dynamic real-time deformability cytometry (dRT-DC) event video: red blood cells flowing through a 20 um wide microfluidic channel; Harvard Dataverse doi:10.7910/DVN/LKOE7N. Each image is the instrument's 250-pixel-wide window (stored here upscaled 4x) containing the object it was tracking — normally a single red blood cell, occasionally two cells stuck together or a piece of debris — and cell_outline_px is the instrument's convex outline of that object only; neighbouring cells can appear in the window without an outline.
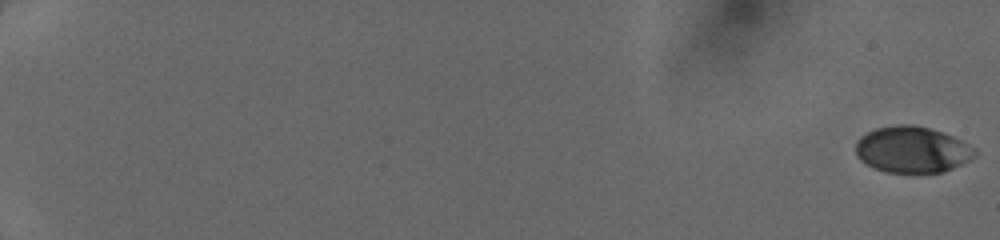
{"species": "human", "species_latin": "Homo sapiens", "temperature_condition": "cold", "stored_images_in_passage": 51, "camera_frame_rate_fps": 3000, "um_per_image_px": 0.085, "donor": {"sex": "female"}, "frame": {"image": 1, "passage_image": 1, "time_ms": 0.0, "image_size_px": [1000, 240], "cell_outline_px": [[976, 156], [944, 172], [888, 172], [876, 168], [860, 160], [856, 156], [856, 140], [860, 136], [876, 128], [896, 124], [916, 124], [944, 132], [976, 148]], "centroid_in_image_um": [77.53, 12.69], "position_along_channel_um": 7.5, "area_um2": 32.14}}
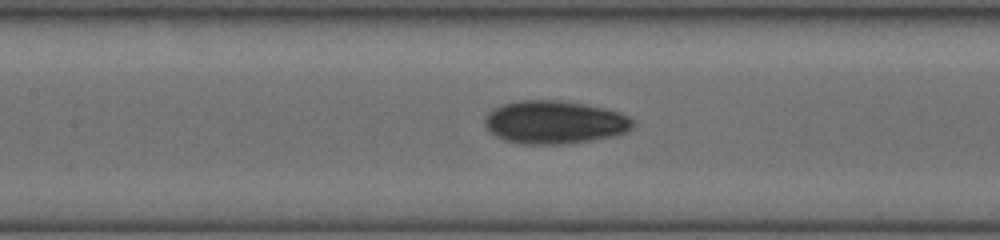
{"frame": {"image": 2, "passage_image": 28, "time_ms": 9.0, "image_size_px": [1000, 240], "cell_outline_px": [[636, 124], [628, 132], [616, 136], [568, 144], [524, 144], [504, 140], [488, 132], [484, 128], [484, 116], [492, 108], [504, 104], [520, 100], [560, 100], [588, 104], [620, 112], [628, 116]], "centroid_in_image_um": [47.14, 10.39], "position_along_channel_um": 160.3, "area_um2": 37.86}}
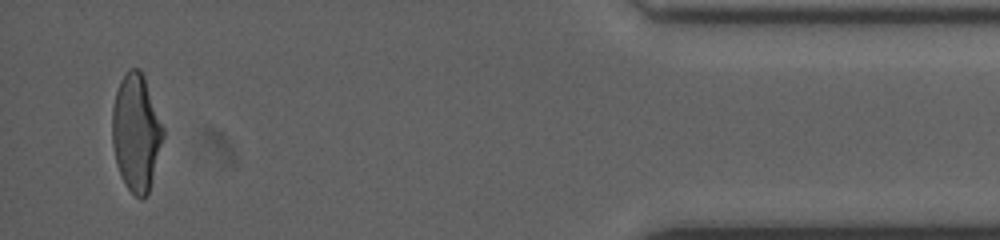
{"frame": {"image": 3, "passage_image": 50, "time_ms": 16.333, "image_size_px": [1000, 240], "cell_outline_px": [[164, 136], [148, 192], [140, 200], [124, 184], [116, 164], [112, 144], [112, 108], [116, 92], [120, 80], [128, 68], [140, 68], [144, 76], [164, 128]], "centroid_in_image_um": [11.56, 11.24], "position_along_channel_um": 423.6, "area_um2": 34.62}}